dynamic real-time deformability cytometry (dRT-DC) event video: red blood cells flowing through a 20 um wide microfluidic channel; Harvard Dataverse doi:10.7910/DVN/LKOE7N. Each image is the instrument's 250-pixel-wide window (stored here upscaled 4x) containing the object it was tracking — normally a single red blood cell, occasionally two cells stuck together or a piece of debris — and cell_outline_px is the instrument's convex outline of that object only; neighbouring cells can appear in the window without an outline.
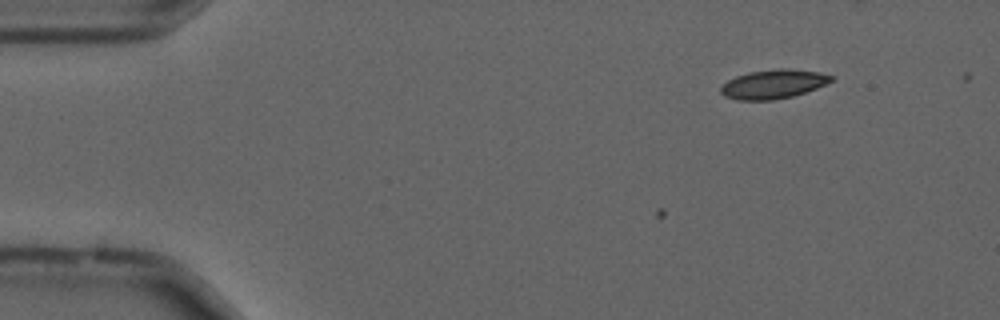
{"species": "common noctule bat (a hibernating species)", "species_latin": "Nyctalus noctula", "temperature_condition": "cold", "stored_images_in_passage": 2, "camera_frame_rate_fps": 3000, "um_per_image_px": 0.085, "animal": {"sex": "male", "forearm_length_mm": 52.5}, "frame": {"image": 1, "passage_image": 2, "time_ms": 0.333, "image_size_px": [1000, 320], "cell_outline_px": [[836, 76], [832, 80], [816, 88], [792, 96], [772, 100], [736, 100], [724, 96], [720, 92], [720, 88], [728, 80], [736, 76], [748, 72], [776, 68], [788, 68], [820, 72]], "centroid_in_image_um": [65.72, 7.14], "position_along_channel_um": 19.3, "area_um2": 18.73}}